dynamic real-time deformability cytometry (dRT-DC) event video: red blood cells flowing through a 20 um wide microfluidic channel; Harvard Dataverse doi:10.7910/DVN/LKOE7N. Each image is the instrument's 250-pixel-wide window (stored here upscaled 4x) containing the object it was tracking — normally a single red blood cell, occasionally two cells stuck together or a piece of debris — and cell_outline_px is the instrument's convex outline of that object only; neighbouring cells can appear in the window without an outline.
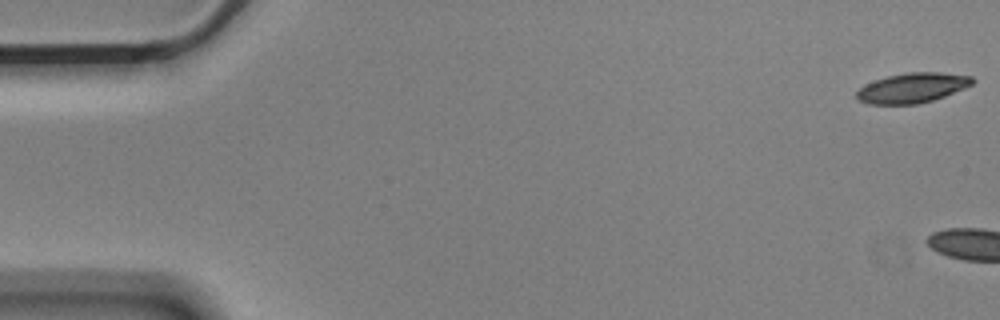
{"species": "Egyptian fruit bat (a non-hibernating species)", "species_latin": "Rousettus aegyptiacus", "temperature_condition": "cold", "stored_images_in_passage": 6, "camera_frame_rate_fps": 3000, "um_per_image_px": 0.085, "animal": {"sex": "male"}, "frame": {"image": 1, "passage_image": 1, "time_ms": 0.0, "image_size_px": [1000, 320], "cell_outline_px": [[976, 80], [972, 84], [964, 88], [944, 96], [932, 100], [916, 104], [868, 104], [856, 100], [856, 92], [864, 84], [888, 76], [908, 72], [940, 72], [972, 76]], "centroid_in_image_um": [77.53, 7.47], "position_along_channel_um": 7.5, "area_um2": 20.17}}